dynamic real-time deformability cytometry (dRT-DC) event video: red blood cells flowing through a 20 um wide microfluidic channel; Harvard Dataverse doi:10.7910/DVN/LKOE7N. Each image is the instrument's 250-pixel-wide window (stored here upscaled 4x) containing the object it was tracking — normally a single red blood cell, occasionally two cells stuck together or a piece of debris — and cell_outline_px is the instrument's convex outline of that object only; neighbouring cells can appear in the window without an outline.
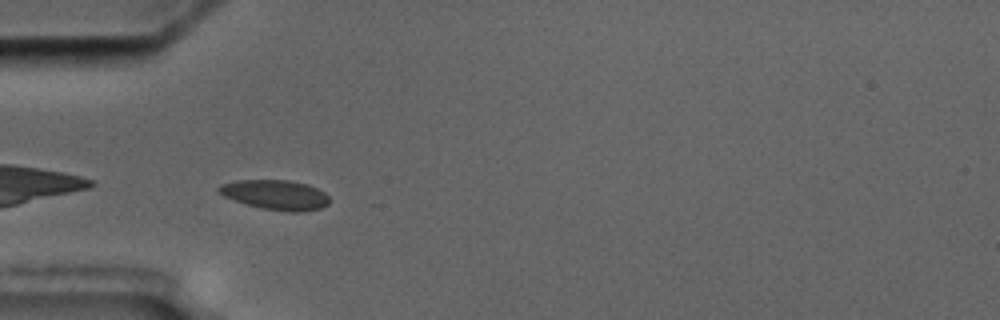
{"species": "common noctule bat (a hibernating species)", "species_latin": "Nyctalus noctula", "temperature_condition": "cold", "stored_images_in_passage": 5, "camera_frame_rate_fps": 3000, "um_per_image_px": 0.085, "animal": {"sex": "male", "body_mass_g": 17.5, "forearm_length_mm": 52.3}, "frame": {"image": 1, "passage_image": 4, "time_ms": 3.667, "image_size_px": [1000, 320], "cell_outline_px": [[328, 204], [320, 208], [300, 212], [288, 212], [260, 208], [224, 196], [216, 192], [216, 188], [220, 184], [236, 180], [288, 180], [308, 184], [324, 192], [328, 196]], "centroid_in_image_um": [23.39, 16.55], "position_along_channel_um": 61.6, "area_um2": 19.19}}